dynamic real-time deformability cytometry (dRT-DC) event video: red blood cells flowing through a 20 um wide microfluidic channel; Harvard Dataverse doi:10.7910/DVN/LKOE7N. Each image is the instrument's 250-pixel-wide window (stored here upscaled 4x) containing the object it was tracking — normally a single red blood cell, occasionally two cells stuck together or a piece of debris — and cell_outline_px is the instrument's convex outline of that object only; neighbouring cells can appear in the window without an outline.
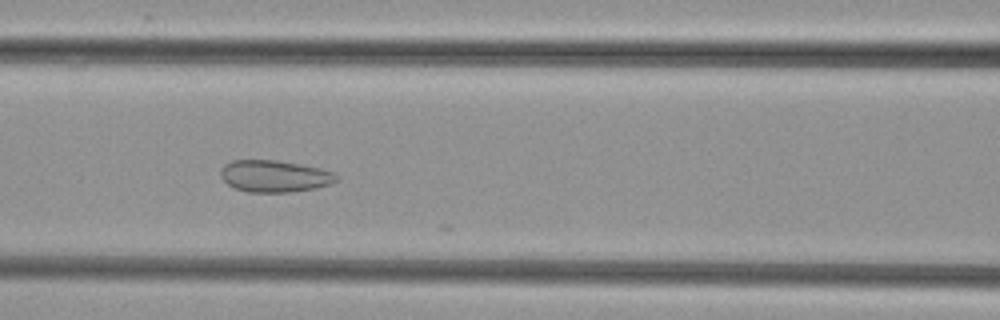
{"species": "common noctule bat (a hibernating species)", "species_latin": "Nyctalus noctula", "temperature_condition": "cold", "stored_images_in_passage": 34, "camera_frame_rate_fps": 3000, "um_per_image_px": 0.085, "animal": {"sex": "female", "body_mass_g": 29.2, "forearm_length_mm": 56.3}, "frame": {"image": 1, "passage_image": 9, "time_ms": 2.667, "image_size_px": [1000, 320], "cell_outline_px": [[340, 180], [332, 184], [316, 188], [288, 192], [248, 192], [236, 188], [228, 184], [220, 176], [220, 172], [224, 164], [232, 160], [276, 160], [300, 164], [320, 168], [336, 172], [340, 176]], "centroid_in_image_um": [23.4, 14.97], "position_along_channel_um": 143.2, "area_um2": 21.73}}
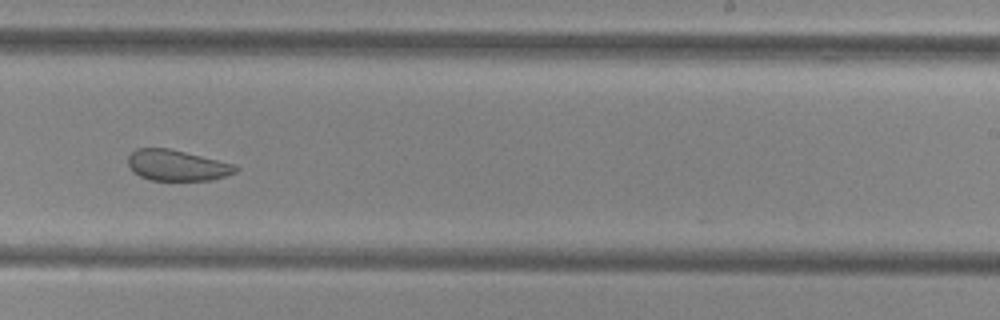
{"frame": {"image": 2, "passage_image": 19, "time_ms": 6.0, "image_size_px": [1000, 320], "cell_outline_px": [[240, 168], [236, 172], [212, 180], [152, 180], [140, 176], [132, 172], [128, 164], [128, 156], [136, 148], [168, 148], [236, 164]], "centroid_in_image_um": [15.05, 14.05], "position_along_channel_um": 274.0, "area_um2": 19.36}}
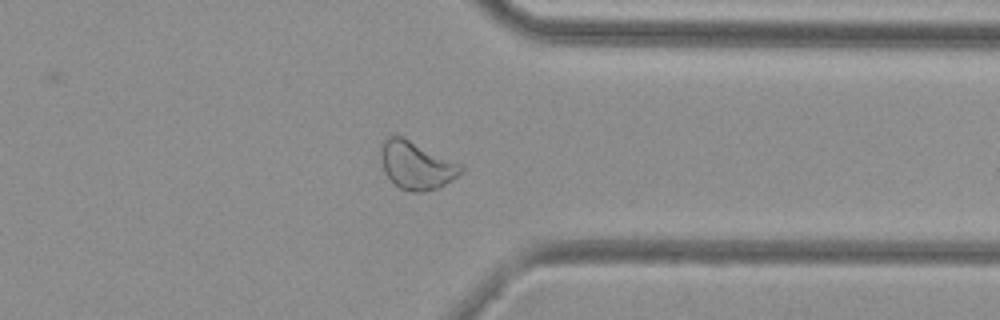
{"frame": {"image": 3, "passage_image": 27, "time_ms": 8.667, "image_size_px": [1000, 320], "cell_outline_px": [[464, 172], [452, 180], [436, 188], [420, 192], [412, 192], [400, 188], [384, 172], [380, 156], [380, 148], [384, 140], [388, 136], [404, 136], [464, 164]], "centroid_in_image_um": [35.43, 14.01], "position_along_channel_um": 376.0, "area_um2": 22.72}}